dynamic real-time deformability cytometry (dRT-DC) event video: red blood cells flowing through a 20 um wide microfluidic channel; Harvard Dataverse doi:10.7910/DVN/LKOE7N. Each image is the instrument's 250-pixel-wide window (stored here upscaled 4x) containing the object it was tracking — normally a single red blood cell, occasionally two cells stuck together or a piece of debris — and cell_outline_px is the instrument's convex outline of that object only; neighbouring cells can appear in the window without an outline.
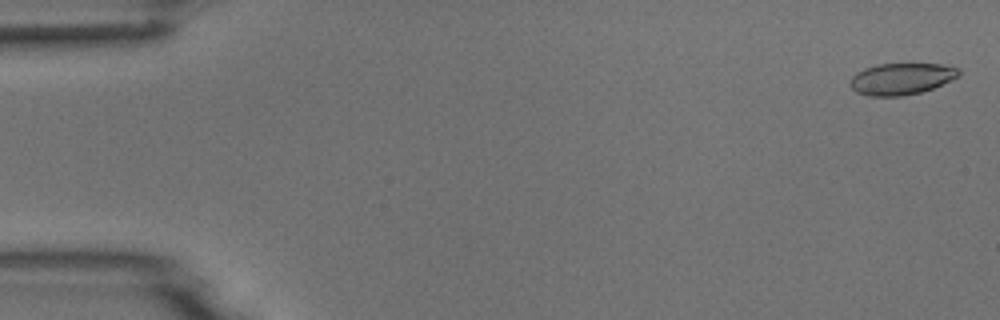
{"species": "common noctule bat (a hibernating species)", "species_latin": "Nyctalus noctula", "temperature_condition": "room temperature", "stored_images_in_passage": 5, "camera_frame_rate_fps": 3000, "um_per_image_px": 0.085, "animal": {"sex": "male", "body_mass_g": 18.8}, "frame": {"image": 1, "passage_image": 1, "time_ms": 0.0, "image_size_px": [1000, 320], "cell_outline_px": [[960, 76], [932, 88], [920, 92], [900, 96], [868, 96], [856, 92], [848, 84], [852, 76], [856, 72], [864, 68], [876, 64], [940, 64], [960, 68]], "centroid_in_image_um": [76.58, 6.69], "position_along_channel_um": 8.4, "area_um2": 20.06}}
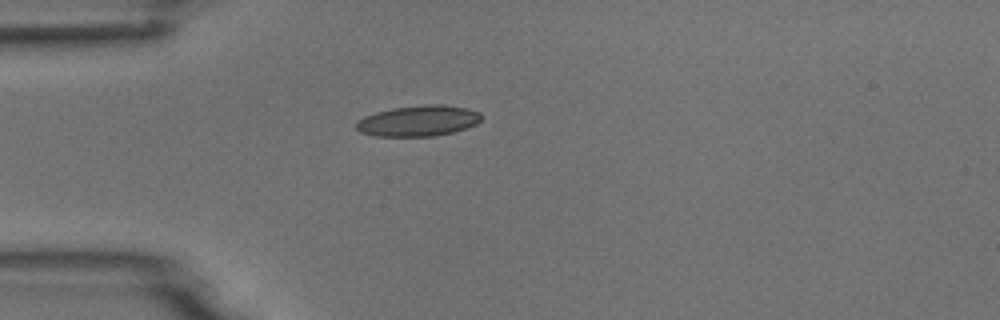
{"frame": {"image": 2, "passage_image": 4, "time_ms": 4.333, "image_size_px": [1000, 320], "cell_outline_px": [[484, 116], [476, 124], [452, 132], [436, 136], [376, 136], [360, 132], [356, 128], [356, 124], [364, 116], [376, 112], [392, 108], [424, 104], [440, 104], [468, 108], [480, 112]], "centroid_in_image_um": [35.58, 10.26], "position_along_channel_um": 49.4, "area_um2": 22.48}}